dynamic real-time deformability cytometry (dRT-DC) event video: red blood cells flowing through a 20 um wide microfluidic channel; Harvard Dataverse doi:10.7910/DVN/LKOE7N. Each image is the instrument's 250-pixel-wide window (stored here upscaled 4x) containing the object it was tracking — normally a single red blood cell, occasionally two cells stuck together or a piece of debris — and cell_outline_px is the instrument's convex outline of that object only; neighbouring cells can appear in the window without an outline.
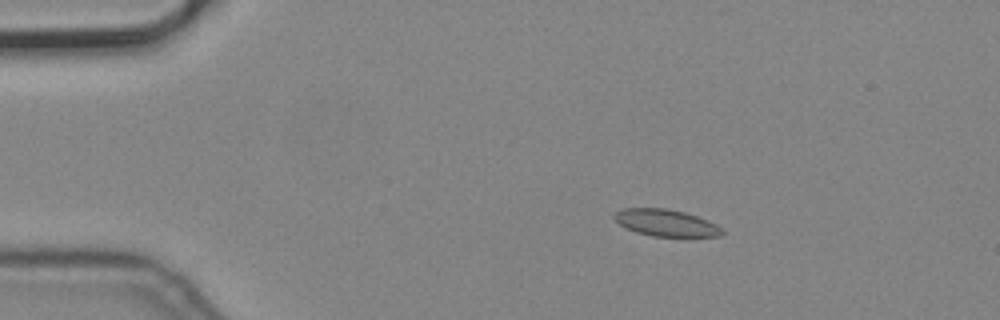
{"species": "common noctule bat (a hibernating species)", "species_latin": "Nyctalus noctula", "temperature_condition": "cold", "stored_images_in_passage": 5, "camera_frame_rate_fps": 3000, "um_per_image_px": 0.085, "animal": {"sex": "male", "body_mass_g": 19.2, "forearm_length_mm": 51.8}, "frame": {"image": 1, "passage_image": 3, "time_ms": 0.667, "image_size_px": [1000, 320], "cell_outline_px": [[724, 236], [688, 240], [680, 240], [652, 236], [636, 232], [620, 224], [612, 216], [616, 212], [624, 208], [664, 208], [684, 212], [708, 220], [716, 224], [724, 232]], "centroid_in_image_um": [56.73, 19.02], "position_along_channel_um": 28.3, "area_um2": 17.8}}